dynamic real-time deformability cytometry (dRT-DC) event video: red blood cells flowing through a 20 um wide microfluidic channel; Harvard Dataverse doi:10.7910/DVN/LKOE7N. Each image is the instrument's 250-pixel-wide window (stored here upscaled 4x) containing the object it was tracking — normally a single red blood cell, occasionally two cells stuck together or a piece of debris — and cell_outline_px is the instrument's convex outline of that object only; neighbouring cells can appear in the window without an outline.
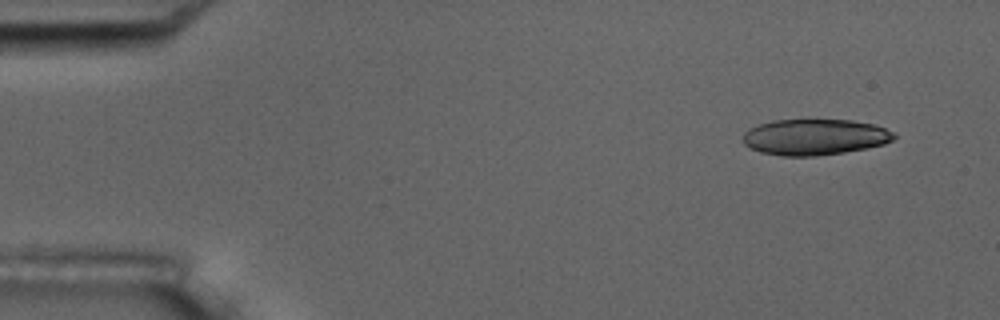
{"species": "common noctule bat (a hibernating species)", "species_latin": "Nyctalus noctula", "temperature_condition": "room temperature", "stored_images_in_passage": 5, "camera_frame_rate_fps": 3000, "um_per_image_px": 0.085, "animal": {"sex": "male", "body_mass_g": 17.5, "forearm_length_mm": 52.3}, "frame": {"image": 1, "passage_image": 1, "time_ms": 0.0, "image_size_px": [1000, 320], "cell_outline_px": [[896, 136], [892, 140], [884, 144], [868, 148], [844, 152], [816, 156], [780, 156], [760, 152], [748, 148], [740, 140], [744, 132], [760, 124], [772, 120], [852, 120], [872, 124], [884, 128], [892, 132]], "centroid_in_image_um": [69.21, 11.66], "position_along_channel_um": 15.8, "area_um2": 31.79}}